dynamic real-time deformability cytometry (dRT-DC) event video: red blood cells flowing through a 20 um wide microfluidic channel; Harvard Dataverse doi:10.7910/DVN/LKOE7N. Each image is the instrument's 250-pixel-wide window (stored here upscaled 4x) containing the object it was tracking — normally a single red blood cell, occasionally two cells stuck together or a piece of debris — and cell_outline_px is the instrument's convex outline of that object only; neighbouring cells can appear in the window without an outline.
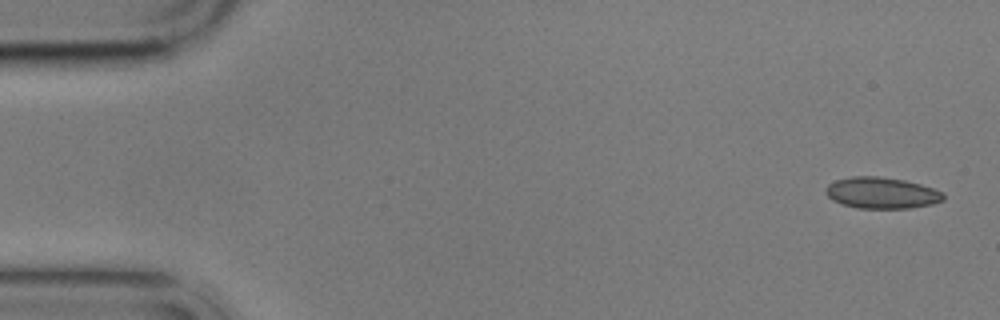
{"species": "common noctule bat (a hibernating species)", "species_latin": "Nyctalus noctula", "temperature_condition": "cold", "stored_images_in_passage": 5, "camera_frame_rate_fps": 3000, "um_per_image_px": 0.085, "animal": {"sex": "male", "body_mass_g": 17.9}, "frame": {"image": 1, "passage_image": 1, "time_ms": 0.0, "image_size_px": [1000, 320], "cell_outline_px": [[944, 200], [932, 204], [912, 208], [856, 208], [840, 204], [832, 200], [824, 192], [828, 184], [836, 180], [852, 176], [880, 176], [904, 180], [920, 184], [944, 192]], "centroid_in_image_um": [74.93, 16.4], "position_along_channel_um": 10.1, "area_um2": 21.62}}